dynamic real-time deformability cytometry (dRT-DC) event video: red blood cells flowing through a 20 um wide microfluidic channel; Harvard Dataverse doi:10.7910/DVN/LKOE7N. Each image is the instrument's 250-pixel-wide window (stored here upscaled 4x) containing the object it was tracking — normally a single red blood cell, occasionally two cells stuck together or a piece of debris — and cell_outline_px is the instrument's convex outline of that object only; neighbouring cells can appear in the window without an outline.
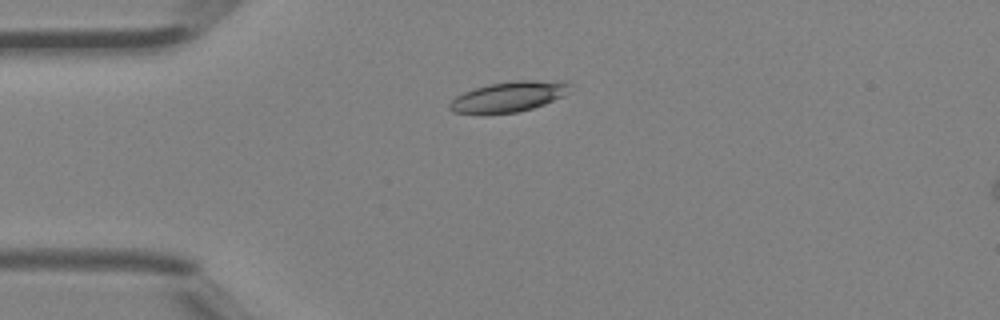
{"species": "Egyptian fruit bat (a non-hibernating species)", "species_latin": "Rousettus aegyptiacus", "temperature_condition": "room temperature", "stored_images_in_passage": 4, "camera_frame_rate_fps": 3000, "um_per_image_px": 0.085, "animal": {"sex": "female"}, "frame": {"image": 1, "passage_image": 3, "time_ms": 0.667, "image_size_px": [1000, 320], "cell_outline_px": [[572, 84], [560, 96], [544, 104], [532, 108], [516, 112], [452, 112], [448, 108], [448, 104], [456, 96], [464, 92], [488, 84], [516, 80], [568, 80]], "centroid_in_image_um": [43.26, 8.17], "position_along_channel_um": 41.7, "area_um2": 20.75}}